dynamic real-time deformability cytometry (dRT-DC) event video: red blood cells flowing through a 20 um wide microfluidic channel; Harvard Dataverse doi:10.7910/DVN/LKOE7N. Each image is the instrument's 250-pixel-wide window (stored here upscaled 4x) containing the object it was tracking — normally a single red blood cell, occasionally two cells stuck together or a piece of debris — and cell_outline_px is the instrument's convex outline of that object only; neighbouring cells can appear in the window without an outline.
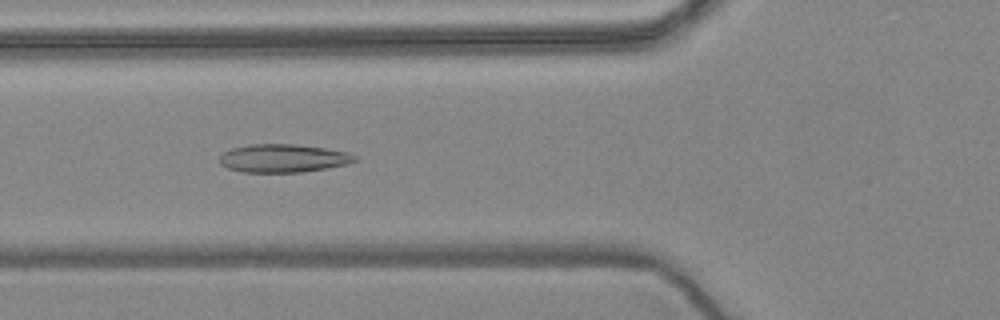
{"species": "common noctule bat (a hibernating species)", "species_latin": "Nyctalus noctula", "temperature_condition": "warm", "stored_images_in_passage": 57, "camera_frame_rate_fps": 3000, "um_per_image_px": 0.085, "animal": {"sex": "female", "body_mass_g": 24.6, "forearm_length_mm": 56.2}, "frame": {"image": 1, "passage_image": 21, "time_ms": 6.667, "image_size_px": [1000, 320], "cell_outline_px": [[360, 160], [348, 164], [328, 168], [300, 172], [240, 172], [228, 168], [220, 164], [220, 156], [224, 152], [232, 148], [248, 144], [296, 144], [324, 148], [344, 152], [356, 156]], "centroid_in_image_um": [24.07, 13.45], "position_along_channel_um": 101.7, "area_um2": 22.25}}
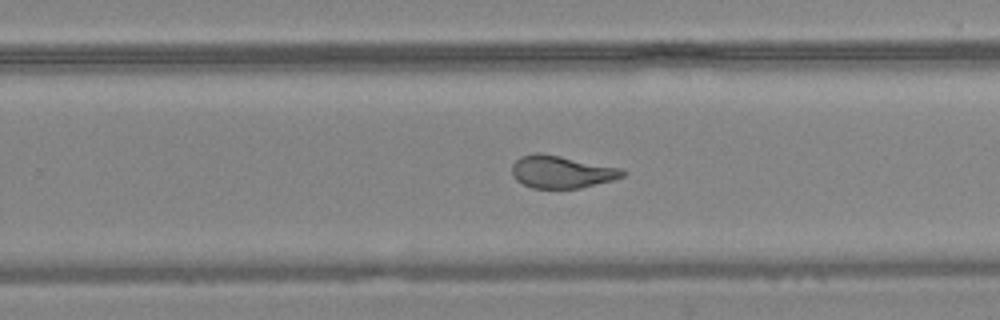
{"frame": {"image": 2, "passage_image": 36, "time_ms": 11.667, "image_size_px": [1000, 320], "cell_outline_px": [[628, 172], [624, 176], [612, 180], [580, 188], [532, 188], [516, 180], [512, 176], [512, 164], [520, 156], [536, 152], [540, 152], [620, 168]], "centroid_in_image_um": [47.7, 14.6], "position_along_channel_um": 282.1, "area_um2": 20.87}}
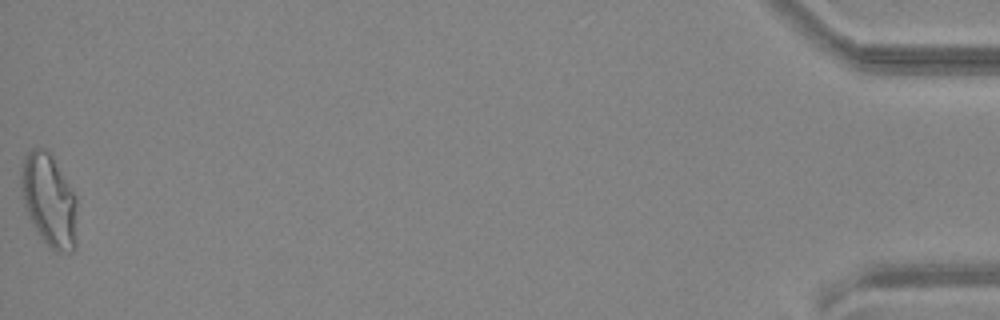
{"frame": {"image": 3, "passage_image": 57, "time_ms": 18.667, "image_size_px": [1000, 320], "cell_outline_px": [[76, 248], [72, 252], [60, 252], [52, 248], [44, 240], [32, 224], [28, 216], [24, 204], [20, 188], [20, 172], [24, 156], [32, 148], [44, 148], [52, 152], [76, 196]], "centroid_in_image_um": [4.17, 16.96], "position_along_channel_um": 431.0, "area_um2": 30.63}, "authors_computed_cell_mechanics": {"area_um2": 23.5824, "velocity_mm_per_s": 3.6096, "shape_relaxation_time_tau1_ms": 11.0593, "shape_relaxation_time_tau2_ms": 1.4284, "deformation_change_tau1": 0.278, "deformation_change_tau2": 0.0867}}